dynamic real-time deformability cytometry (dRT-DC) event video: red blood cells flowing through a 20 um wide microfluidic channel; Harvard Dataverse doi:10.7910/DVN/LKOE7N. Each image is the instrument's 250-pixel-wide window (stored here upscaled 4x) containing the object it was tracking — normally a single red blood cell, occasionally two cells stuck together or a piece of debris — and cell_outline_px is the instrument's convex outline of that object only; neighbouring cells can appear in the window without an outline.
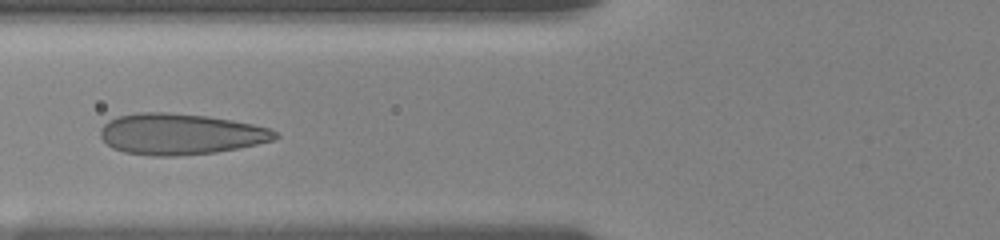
{"species": "human", "species_latin": "Homo sapiens", "temperature_condition": "room temperature", "stored_images_in_passage": 32, "camera_frame_rate_fps": 3000, "um_per_image_px": 0.085, "donor": {"sex": "female"}, "frame": {"image": 1, "passage_image": 18, "time_ms": 6.667, "image_size_px": [1000, 240], "cell_outline_px": [[280, 136], [272, 140], [256, 144], [216, 152], [176, 156], [152, 156], [124, 152], [112, 148], [100, 136], [100, 128], [108, 120], [116, 116], [136, 112], [168, 112], [208, 116], [232, 120], [272, 128]], "centroid_in_image_um": [15.3, 11.38], "position_along_channel_um": 110.5, "area_um2": 41.96}}
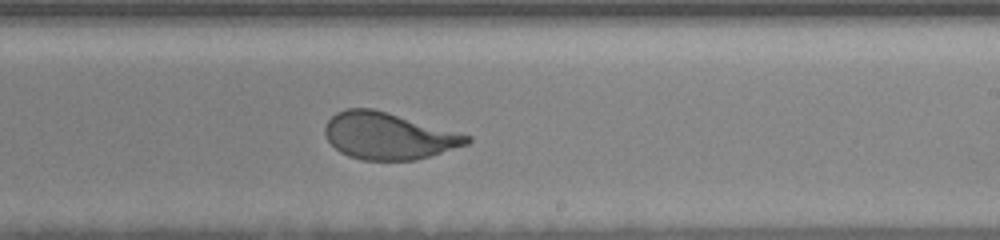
{"frame": {"image": 2, "passage_image": 24, "time_ms": 10.667, "image_size_px": [1000, 240], "cell_outline_px": [[472, 140], [468, 144], [416, 160], [360, 160], [348, 156], [340, 152], [328, 140], [324, 132], [324, 128], [328, 120], [336, 112], [348, 108], [372, 108], [472, 136]], "centroid_in_image_um": [33.0, 11.56], "position_along_channel_um": 256.0, "area_um2": 38.44}}
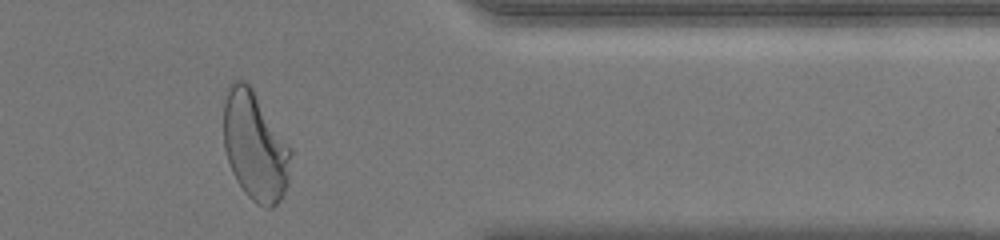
{"frame": {"image": 3, "passage_image": 30, "time_ms": 14.667, "image_size_px": [1000, 240], "cell_outline_px": [[292, 152], [288, 184], [284, 196], [272, 208], [264, 208], [256, 204], [244, 192], [236, 180], [232, 172], [224, 148], [224, 104], [228, 84], [232, 80], [244, 80], [252, 88], [292, 148]], "centroid_in_image_um": [21.69, 12.44], "position_along_channel_um": 389.7, "area_um2": 43.06}, "authors_computed_cell_mechanics": {"area_um2": 40.46, "velocity_mm_per_s": 3.6385, "shape_relaxation_time_tau1_ms": 3.5161, "shape_relaxation_time_tau2_ms": null, "deformation_change_tau1": 0.1813, "deformation_change_tau2": null}}